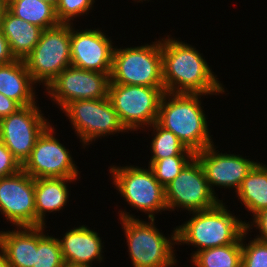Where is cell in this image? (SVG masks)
<instances>
[{
  "label": "cell",
  "instance_id": "7402d4cb",
  "mask_svg": "<svg viewBox=\"0 0 267 267\" xmlns=\"http://www.w3.org/2000/svg\"><path fill=\"white\" fill-rule=\"evenodd\" d=\"M240 203L253 217L267 209V165L259 161L243 179L236 192Z\"/></svg>",
  "mask_w": 267,
  "mask_h": 267
},
{
  "label": "cell",
  "instance_id": "484cf974",
  "mask_svg": "<svg viewBox=\"0 0 267 267\" xmlns=\"http://www.w3.org/2000/svg\"><path fill=\"white\" fill-rule=\"evenodd\" d=\"M46 226H38V244L33 267H66L58 238L45 234Z\"/></svg>",
  "mask_w": 267,
  "mask_h": 267
},
{
  "label": "cell",
  "instance_id": "e0dca14e",
  "mask_svg": "<svg viewBox=\"0 0 267 267\" xmlns=\"http://www.w3.org/2000/svg\"><path fill=\"white\" fill-rule=\"evenodd\" d=\"M58 241L66 267H92L104 259L102 239L85 225L68 229Z\"/></svg>",
  "mask_w": 267,
  "mask_h": 267
},
{
  "label": "cell",
  "instance_id": "4316f807",
  "mask_svg": "<svg viewBox=\"0 0 267 267\" xmlns=\"http://www.w3.org/2000/svg\"><path fill=\"white\" fill-rule=\"evenodd\" d=\"M194 156H171L157 161H149V168L152 170L157 181L165 187L174 180L185 165Z\"/></svg>",
  "mask_w": 267,
  "mask_h": 267
},
{
  "label": "cell",
  "instance_id": "52a82bcc",
  "mask_svg": "<svg viewBox=\"0 0 267 267\" xmlns=\"http://www.w3.org/2000/svg\"><path fill=\"white\" fill-rule=\"evenodd\" d=\"M164 93V87L109 84L108 97L122 125L131 133L157 122Z\"/></svg>",
  "mask_w": 267,
  "mask_h": 267
},
{
  "label": "cell",
  "instance_id": "6da1fadb",
  "mask_svg": "<svg viewBox=\"0 0 267 267\" xmlns=\"http://www.w3.org/2000/svg\"><path fill=\"white\" fill-rule=\"evenodd\" d=\"M169 36L161 38L165 92L225 94L224 85L214 75L203 54L192 45Z\"/></svg>",
  "mask_w": 267,
  "mask_h": 267
},
{
  "label": "cell",
  "instance_id": "8992f818",
  "mask_svg": "<svg viewBox=\"0 0 267 267\" xmlns=\"http://www.w3.org/2000/svg\"><path fill=\"white\" fill-rule=\"evenodd\" d=\"M109 168L113 185L131 208L144 212L148 219H155L156 213L168 210L165 189L149 166L148 169L134 165Z\"/></svg>",
  "mask_w": 267,
  "mask_h": 267
},
{
  "label": "cell",
  "instance_id": "44dd1931",
  "mask_svg": "<svg viewBox=\"0 0 267 267\" xmlns=\"http://www.w3.org/2000/svg\"><path fill=\"white\" fill-rule=\"evenodd\" d=\"M0 29L9 42L11 53L18 60H24L31 53L43 31L39 26L16 17L9 10L1 21Z\"/></svg>",
  "mask_w": 267,
  "mask_h": 267
},
{
  "label": "cell",
  "instance_id": "5bb4252c",
  "mask_svg": "<svg viewBox=\"0 0 267 267\" xmlns=\"http://www.w3.org/2000/svg\"><path fill=\"white\" fill-rule=\"evenodd\" d=\"M0 212L15 227H36L34 178L22 169L0 178Z\"/></svg>",
  "mask_w": 267,
  "mask_h": 267
},
{
  "label": "cell",
  "instance_id": "83f0119b",
  "mask_svg": "<svg viewBox=\"0 0 267 267\" xmlns=\"http://www.w3.org/2000/svg\"><path fill=\"white\" fill-rule=\"evenodd\" d=\"M248 232L246 229L242 234L241 267H267V243L255 237L248 243L244 242Z\"/></svg>",
  "mask_w": 267,
  "mask_h": 267
},
{
  "label": "cell",
  "instance_id": "8fae6325",
  "mask_svg": "<svg viewBox=\"0 0 267 267\" xmlns=\"http://www.w3.org/2000/svg\"><path fill=\"white\" fill-rule=\"evenodd\" d=\"M52 126L51 123L38 137L22 170L32 178H78V166L69 149L55 136Z\"/></svg>",
  "mask_w": 267,
  "mask_h": 267
},
{
  "label": "cell",
  "instance_id": "603a6c76",
  "mask_svg": "<svg viewBox=\"0 0 267 267\" xmlns=\"http://www.w3.org/2000/svg\"><path fill=\"white\" fill-rule=\"evenodd\" d=\"M8 10L16 17L43 30L60 24L55 7L42 0H16L8 6Z\"/></svg>",
  "mask_w": 267,
  "mask_h": 267
},
{
  "label": "cell",
  "instance_id": "7a4b0ae2",
  "mask_svg": "<svg viewBox=\"0 0 267 267\" xmlns=\"http://www.w3.org/2000/svg\"><path fill=\"white\" fill-rule=\"evenodd\" d=\"M203 94L165 92L160 102L157 123L171 131L194 153L212 145L208 119L203 110Z\"/></svg>",
  "mask_w": 267,
  "mask_h": 267
},
{
  "label": "cell",
  "instance_id": "1f68e13d",
  "mask_svg": "<svg viewBox=\"0 0 267 267\" xmlns=\"http://www.w3.org/2000/svg\"><path fill=\"white\" fill-rule=\"evenodd\" d=\"M21 106L0 93V120L16 112Z\"/></svg>",
  "mask_w": 267,
  "mask_h": 267
},
{
  "label": "cell",
  "instance_id": "d6986e66",
  "mask_svg": "<svg viewBox=\"0 0 267 267\" xmlns=\"http://www.w3.org/2000/svg\"><path fill=\"white\" fill-rule=\"evenodd\" d=\"M77 178H34L36 227L46 226V213H56L69 202L68 182ZM67 185V186H66Z\"/></svg>",
  "mask_w": 267,
  "mask_h": 267
},
{
  "label": "cell",
  "instance_id": "7c38bea8",
  "mask_svg": "<svg viewBox=\"0 0 267 267\" xmlns=\"http://www.w3.org/2000/svg\"><path fill=\"white\" fill-rule=\"evenodd\" d=\"M110 74L83 70L70 65L47 87V95L62 110L75 100H97L108 97Z\"/></svg>",
  "mask_w": 267,
  "mask_h": 267
},
{
  "label": "cell",
  "instance_id": "30bf717a",
  "mask_svg": "<svg viewBox=\"0 0 267 267\" xmlns=\"http://www.w3.org/2000/svg\"><path fill=\"white\" fill-rule=\"evenodd\" d=\"M165 189L168 211H202L217 205L221 200L211 190L199 160L194 156ZM170 209V210H169Z\"/></svg>",
  "mask_w": 267,
  "mask_h": 267
},
{
  "label": "cell",
  "instance_id": "e575fe53",
  "mask_svg": "<svg viewBox=\"0 0 267 267\" xmlns=\"http://www.w3.org/2000/svg\"><path fill=\"white\" fill-rule=\"evenodd\" d=\"M7 10H8L7 4L4 2V0H0V25Z\"/></svg>",
  "mask_w": 267,
  "mask_h": 267
},
{
  "label": "cell",
  "instance_id": "9c48e42d",
  "mask_svg": "<svg viewBox=\"0 0 267 267\" xmlns=\"http://www.w3.org/2000/svg\"><path fill=\"white\" fill-rule=\"evenodd\" d=\"M61 111L65 112L75 134L84 147L96 139L128 132L122 125L109 97L97 100H75ZM108 134V135H107ZM87 145V146H86Z\"/></svg>",
  "mask_w": 267,
  "mask_h": 267
},
{
  "label": "cell",
  "instance_id": "ba28073f",
  "mask_svg": "<svg viewBox=\"0 0 267 267\" xmlns=\"http://www.w3.org/2000/svg\"><path fill=\"white\" fill-rule=\"evenodd\" d=\"M27 71L37 85L44 87L71 65L70 24L42 31L39 42L24 59Z\"/></svg>",
  "mask_w": 267,
  "mask_h": 267
},
{
  "label": "cell",
  "instance_id": "9a60e30c",
  "mask_svg": "<svg viewBox=\"0 0 267 267\" xmlns=\"http://www.w3.org/2000/svg\"><path fill=\"white\" fill-rule=\"evenodd\" d=\"M70 24L71 65L83 70L111 74L114 46L99 28L75 30Z\"/></svg>",
  "mask_w": 267,
  "mask_h": 267
},
{
  "label": "cell",
  "instance_id": "d4e9b609",
  "mask_svg": "<svg viewBox=\"0 0 267 267\" xmlns=\"http://www.w3.org/2000/svg\"><path fill=\"white\" fill-rule=\"evenodd\" d=\"M152 127L154 137L151 140L150 161H157L171 156H195V153L188 149L176 135L154 122ZM156 130V131H155Z\"/></svg>",
  "mask_w": 267,
  "mask_h": 267
},
{
  "label": "cell",
  "instance_id": "cb8c5ba5",
  "mask_svg": "<svg viewBox=\"0 0 267 267\" xmlns=\"http://www.w3.org/2000/svg\"><path fill=\"white\" fill-rule=\"evenodd\" d=\"M242 236L233 244L195 252L191 264L196 267H241Z\"/></svg>",
  "mask_w": 267,
  "mask_h": 267
},
{
  "label": "cell",
  "instance_id": "836d02e7",
  "mask_svg": "<svg viewBox=\"0 0 267 267\" xmlns=\"http://www.w3.org/2000/svg\"><path fill=\"white\" fill-rule=\"evenodd\" d=\"M0 267H9L7 255L1 247H0Z\"/></svg>",
  "mask_w": 267,
  "mask_h": 267
},
{
  "label": "cell",
  "instance_id": "f546056e",
  "mask_svg": "<svg viewBox=\"0 0 267 267\" xmlns=\"http://www.w3.org/2000/svg\"><path fill=\"white\" fill-rule=\"evenodd\" d=\"M22 169L20 162L0 140V178L18 173Z\"/></svg>",
  "mask_w": 267,
  "mask_h": 267
},
{
  "label": "cell",
  "instance_id": "3957f363",
  "mask_svg": "<svg viewBox=\"0 0 267 267\" xmlns=\"http://www.w3.org/2000/svg\"><path fill=\"white\" fill-rule=\"evenodd\" d=\"M221 200L212 208L190 212L191 218L177 228V245H192L196 251L235 243L247 222L236 217ZM231 212V213H230Z\"/></svg>",
  "mask_w": 267,
  "mask_h": 267
},
{
  "label": "cell",
  "instance_id": "ffe728a7",
  "mask_svg": "<svg viewBox=\"0 0 267 267\" xmlns=\"http://www.w3.org/2000/svg\"><path fill=\"white\" fill-rule=\"evenodd\" d=\"M15 228L0 231V247L7 255L9 267H33L38 244V226Z\"/></svg>",
  "mask_w": 267,
  "mask_h": 267
},
{
  "label": "cell",
  "instance_id": "ac0fdd59",
  "mask_svg": "<svg viewBox=\"0 0 267 267\" xmlns=\"http://www.w3.org/2000/svg\"><path fill=\"white\" fill-rule=\"evenodd\" d=\"M35 85L24 60L0 64V93L21 107L36 104Z\"/></svg>",
  "mask_w": 267,
  "mask_h": 267
},
{
  "label": "cell",
  "instance_id": "8d00e7d4",
  "mask_svg": "<svg viewBox=\"0 0 267 267\" xmlns=\"http://www.w3.org/2000/svg\"><path fill=\"white\" fill-rule=\"evenodd\" d=\"M16 0H4V2L9 6L11 3L15 2Z\"/></svg>",
  "mask_w": 267,
  "mask_h": 267
},
{
  "label": "cell",
  "instance_id": "4dcf8cb0",
  "mask_svg": "<svg viewBox=\"0 0 267 267\" xmlns=\"http://www.w3.org/2000/svg\"><path fill=\"white\" fill-rule=\"evenodd\" d=\"M250 223L247 222L246 229L251 231L254 227L259 230V235H256V239L267 243V209L259 212L253 218Z\"/></svg>",
  "mask_w": 267,
  "mask_h": 267
},
{
  "label": "cell",
  "instance_id": "4fadbf2b",
  "mask_svg": "<svg viewBox=\"0 0 267 267\" xmlns=\"http://www.w3.org/2000/svg\"><path fill=\"white\" fill-rule=\"evenodd\" d=\"M36 104L19 108L0 120V140L22 165L43 131L50 125Z\"/></svg>",
  "mask_w": 267,
  "mask_h": 267
},
{
  "label": "cell",
  "instance_id": "d590c367",
  "mask_svg": "<svg viewBox=\"0 0 267 267\" xmlns=\"http://www.w3.org/2000/svg\"><path fill=\"white\" fill-rule=\"evenodd\" d=\"M42 1L49 3V4L53 5L54 7H56V5L59 2V0H42Z\"/></svg>",
  "mask_w": 267,
  "mask_h": 267
},
{
  "label": "cell",
  "instance_id": "277c9868",
  "mask_svg": "<svg viewBox=\"0 0 267 267\" xmlns=\"http://www.w3.org/2000/svg\"><path fill=\"white\" fill-rule=\"evenodd\" d=\"M121 210L120 224L124 230L129 257L133 267H174L177 259L174 245L177 244V228L171 237H165L155 225V219L149 222L135 218L132 213Z\"/></svg>",
  "mask_w": 267,
  "mask_h": 267
},
{
  "label": "cell",
  "instance_id": "f1b7e54d",
  "mask_svg": "<svg viewBox=\"0 0 267 267\" xmlns=\"http://www.w3.org/2000/svg\"><path fill=\"white\" fill-rule=\"evenodd\" d=\"M94 2L95 0H59L55 7L57 19L60 23L72 24L74 18L87 15L94 7Z\"/></svg>",
  "mask_w": 267,
  "mask_h": 267
},
{
  "label": "cell",
  "instance_id": "2e32d148",
  "mask_svg": "<svg viewBox=\"0 0 267 267\" xmlns=\"http://www.w3.org/2000/svg\"><path fill=\"white\" fill-rule=\"evenodd\" d=\"M216 148L212 144L204 150L196 152L195 157L199 160L206 180L214 194H216L214 187L235 188L236 193L243 179L257 161L249 160L246 156L243 157L239 154H223L216 150Z\"/></svg>",
  "mask_w": 267,
  "mask_h": 267
},
{
  "label": "cell",
  "instance_id": "5b68a950",
  "mask_svg": "<svg viewBox=\"0 0 267 267\" xmlns=\"http://www.w3.org/2000/svg\"><path fill=\"white\" fill-rule=\"evenodd\" d=\"M152 44L114 48L110 84L164 87L161 39Z\"/></svg>",
  "mask_w": 267,
  "mask_h": 267
},
{
  "label": "cell",
  "instance_id": "d6a6232c",
  "mask_svg": "<svg viewBox=\"0 0 267 267\" xmlns=\"http://www.w3.org/2000/svg\"><path fill=\"white\" fill-rule=\"evenodd\" d=\"M15 60L16 58L11 53L9 42L0 29V64H8Z\"/></svg>",
  "mask_w": 267,
  "mask_h": 267
},
{
  "label": "cell",
  "instance_id": "74e56055",
  "mask_svg": "<svg viewBox=\"0 0 267 267\" xmlns=\"http://www.w3.org/2000/svg\"><path fill=\"white\" fill-rule=\"evenodd\" d=\"M140 1L143 2V0H138V1L137 0H134V2H137V3L140 2ZM144 1H146V0H144Z\"/></svg>",
  "mask_w": 267,
  "mask_h": 267
}]
</instances>
